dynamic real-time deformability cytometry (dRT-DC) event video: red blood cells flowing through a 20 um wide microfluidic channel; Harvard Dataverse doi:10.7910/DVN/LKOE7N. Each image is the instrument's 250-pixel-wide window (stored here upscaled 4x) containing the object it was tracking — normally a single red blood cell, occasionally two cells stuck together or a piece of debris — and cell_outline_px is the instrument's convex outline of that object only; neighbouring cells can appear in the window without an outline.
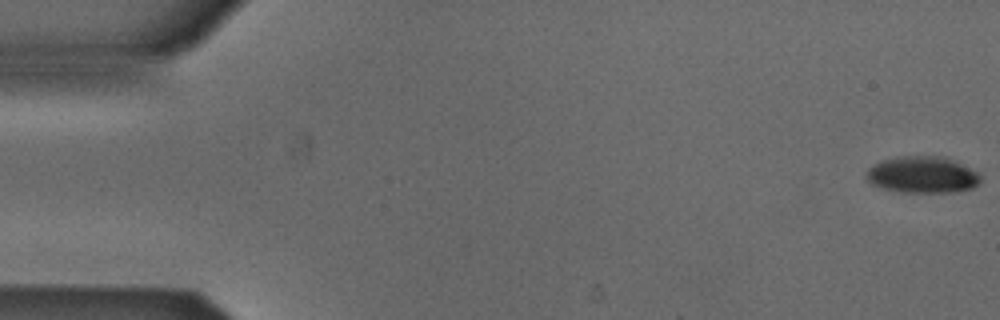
{"species": "Egyptian fruit bat (a non-hibernating species)", "species_latin": "Rousettus aegyptiacus", "temperature_condition": "cold", "stored_images_in_passage": 53, "camera_frame_rate_fps": 3000, "um_per_image_px": 0.085, "animal": {"sex": "male"}, "frame": {"image": 1, "passage_image": 1, "time_ms": 0.0, "image_size_px": [1000, 320], "cell_outline_px": [[980, 180], [972, 188], [948, 192], [904, 192], [884, 188], [872, 184], [868, 180], [868, 168], [884, 160], [900, 156], [940, 156], [952, 160], [976, 172], [980, 176]], "centroid_in_image_um": [78.39, 14.85], "position_along_channel_um": 6.6, "area_um2": 23.64}}
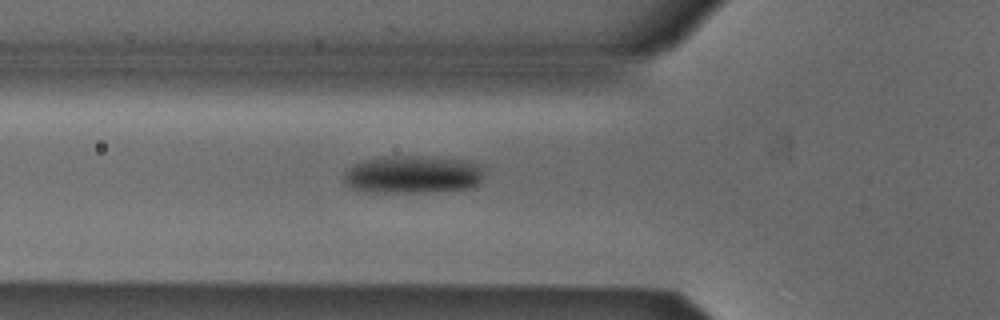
{"frame": {"image": 2, "passage_image": 19, "time_ms": 6.0, "image_size_px": [1000, 320], "cell_outline_px": [[484, 176], [472, 188], [424, 192], [364, 192], [352, 188], [344, 184], [340, 180], [344, 172], [348, 168], [356, 164], [368, 160], [388, 156], [436, 156], [468, 160], [480, 164]], "centroid_in_image_um": [35.08, 14.83], "position_along_channel_um": 90.7, "area_um2": 31.33}}
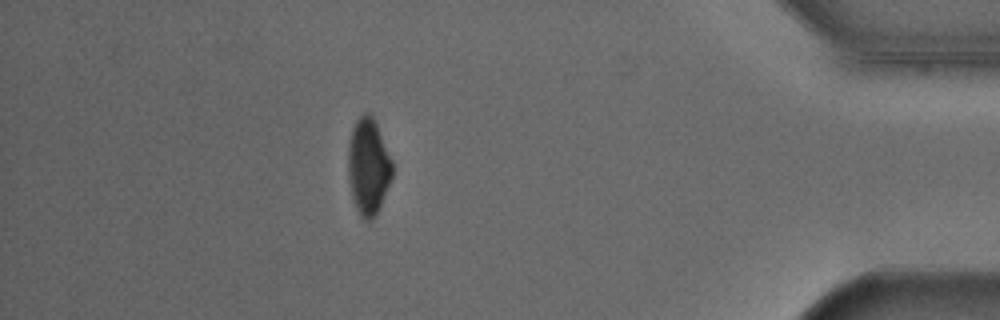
{"frame": {"image": 3, "passage_image": 47, "time_ms": 15.333, "image_size_px": [1000, 320], "cell_outline_px": [[392, 176], [380, 204], [372, 220], [364, 220], [360, 216], [356, 208], [352, 196], [348, 180], [348, 140], [352, 128], [356, 120], [364, 112], [368, 112], [372, 116], [376, 124], [392, 160]], "centroid_in_image_um": [31.27, 14.13], "position_along_channel_um": 403.9, "area_um2": 24.57}, "authors_computed_cell_mechanics": {"area_um2": 27.2816, "velocity_mm_per_s": 3.8782, "shape_relaxation_time_tau1_ms": 3.9225, "shape_relaxation_time_tau2_ms": null, "deformation_change_tau1": 0.1179, "deformation_change_tau2": null}}